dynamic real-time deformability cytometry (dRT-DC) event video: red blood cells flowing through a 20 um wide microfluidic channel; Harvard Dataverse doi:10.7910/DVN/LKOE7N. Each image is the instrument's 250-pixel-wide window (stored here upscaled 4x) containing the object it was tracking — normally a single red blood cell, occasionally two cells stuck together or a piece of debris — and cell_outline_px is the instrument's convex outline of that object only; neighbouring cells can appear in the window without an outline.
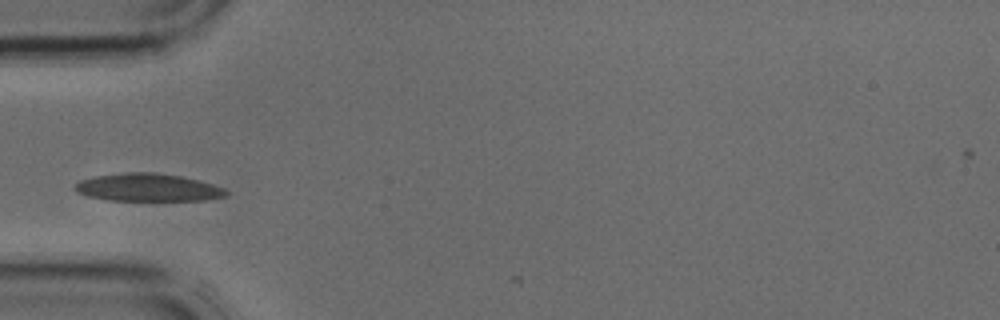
{"species": "common noctule bat (a hibernating species)", "species_latin": "Nyctalus noctula", "temperature_condition": "cold", "stored_images_in_passage": 1, "camera_frame_rate_fps": 3000, "um_per_image_px": 0.085, "animal": {"sex": "male", "body_mass_g": 17.9, "forearm_length_mm": 54.2}, "frame": {"image": 1, "passage_image": 1, "time_ms": 0.0, "image_size_px": [1000, 320], "cell_outline_px": [[228, 196], [204, 200], [108, 200], [88, 196], [76, 192], [72, 188], [80, 180], [96, 176], [124, 172], [156, 172], [184, 176], [200, 180], [224, 188], [228, 192]], "centroid_in_image_um": [12.58, 15.92], "position_along_channel_um": 72.4, "area_um2": 24.62}}